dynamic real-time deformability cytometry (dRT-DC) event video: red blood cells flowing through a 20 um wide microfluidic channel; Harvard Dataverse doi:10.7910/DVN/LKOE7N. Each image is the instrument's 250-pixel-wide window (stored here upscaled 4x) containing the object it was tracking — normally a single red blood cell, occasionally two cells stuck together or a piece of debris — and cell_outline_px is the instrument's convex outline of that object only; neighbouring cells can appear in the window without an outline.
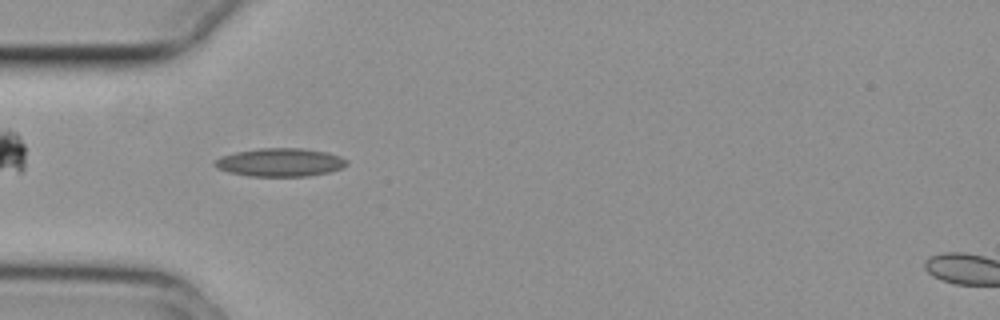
{"species": "common noctule bat (a hibernating species)", "species_latin": "Nyctalus noctula", "temperature_condition": "cold", "stored_images_in_passage": 53, "camera_frame_rate_fps": 3000, "um_per_image_px": 0.085, "animal": {"sex": "female", "body_mass_g": 29.2, "forearm_length_mm": 56.3}, "frame": {"image": 1, "passage_image": 16, "time_ms": 5.0, "image_size_px": [1000, 320], "cell_outline_px": [[348, 164], [340, 168], [328, 172], [308, 176], [248, 176], [228, 172], [216, 168], [212, 164], [220, 156], [236, 152], [260, 148], [300, 148], [328, 152], [340, 156], [348, 160]], "centroid_in_image_um": [23.79, 13.8], "position_along_channel_um": 61.2, "area_um2": 21.79}}
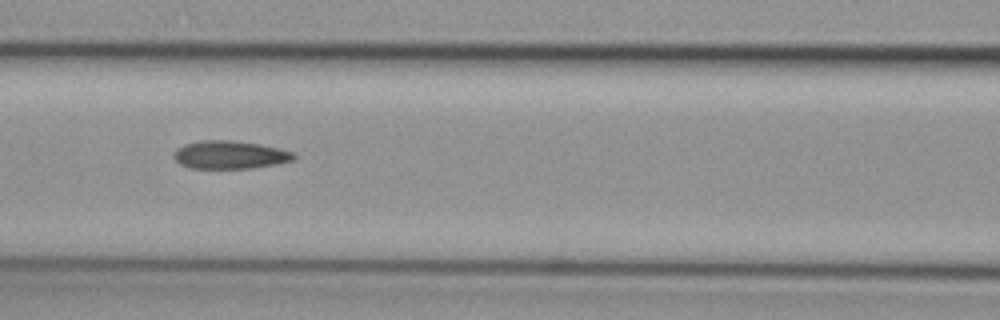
{"frame": {"image": 2, "passage_image": 23, "time_ms": 7.333, "image_size_px": [1000, 320], "cell_outline_px": [[296, 160], [280, 164], [252, 168], [188, 168], [180, 164], [172, 156], [172, 152], [176, 148], [184, 144], [200, 140], [232, 140], [260, 144], [280, 148], [292, 152], [296, 156]], "centroid_in_image_um": [19.54, 13.16], "position_along_channel_um": 147.1, "area_um2": 20.0}, "authors_computed_cell_mechanics": {"area_um2": 19.5364, "velocity_mm_per_s": 3.7394, "shape_relaxation_time_tau1_ms": null, "shape_relaxation_time_tau2_ms": 4.2313, "deformation_change_tau1": null, "deformation_change_tau2": 0.1293}}